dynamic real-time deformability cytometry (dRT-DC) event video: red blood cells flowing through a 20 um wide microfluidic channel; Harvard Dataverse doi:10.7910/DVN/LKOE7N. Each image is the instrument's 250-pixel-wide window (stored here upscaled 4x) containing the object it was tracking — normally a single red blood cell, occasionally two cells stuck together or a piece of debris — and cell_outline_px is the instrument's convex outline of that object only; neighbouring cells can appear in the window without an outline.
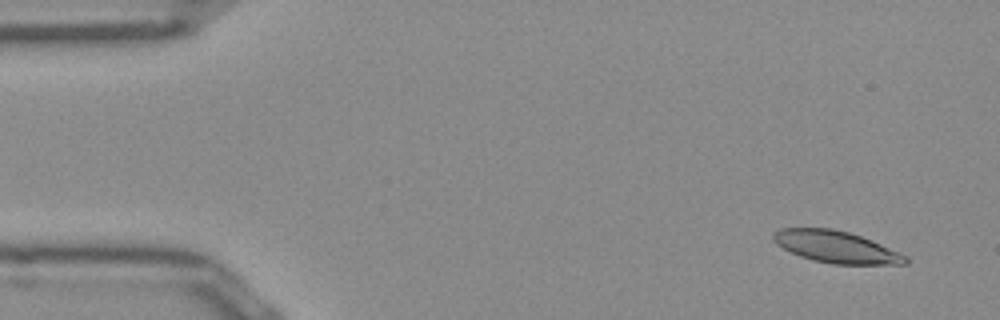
{"species": "Egyptian fruit bat (a non-hibernating species)", "species_latin": "Rousettus aegyptiacus", "temperature_condition": "room temperature", "stored_images_in_passage": 15, "camera_frame_rate_fps": 3000, "um_per_image_px": 0.085, "frame": {"image": 1, "passage_image": 3, "time_ms": 0.667, "image_size_px": [1000, 320], "cell_outline_px": [[908, 264], [832, 264], [812, 260], [800, 256], [776, 244], [772, 240], [772, 232], [780, 228], [832, 228], [848, 232], [872, 240], [908, 256]], "centroid_in_image_um": [71.06, 20.98], "position_along_channel_um": 13.9, "area_um2": 24.57}}
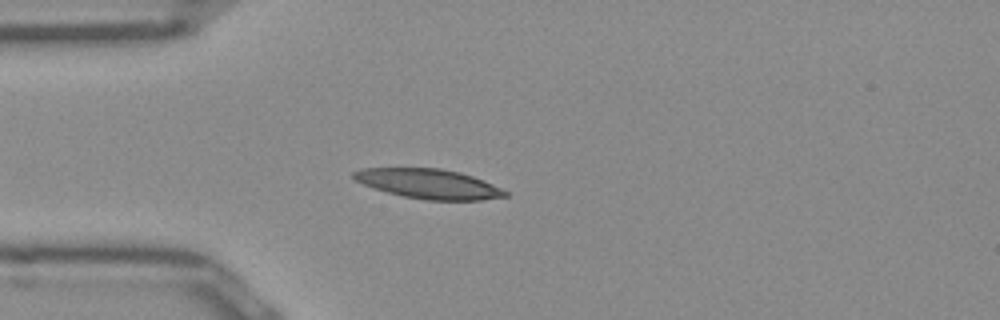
{"frame": {"image": 2, "passage_image": 13, "time_ms": 4.0, "image_size_px": [1000, 320], "cell_outline_px": [[508, 196], [480, 200], [428, 200], [404, 196], [388, 192], [364, 184], [356, 180], [352, 176], [352, 172], [360, 168], [440, 168], [460, 172], [484, 180], [508, 192]], "centroid_in_image_um": [36.45, 15.61], "position_along_channel_um": 48.5, "area_um2": 25.95}}